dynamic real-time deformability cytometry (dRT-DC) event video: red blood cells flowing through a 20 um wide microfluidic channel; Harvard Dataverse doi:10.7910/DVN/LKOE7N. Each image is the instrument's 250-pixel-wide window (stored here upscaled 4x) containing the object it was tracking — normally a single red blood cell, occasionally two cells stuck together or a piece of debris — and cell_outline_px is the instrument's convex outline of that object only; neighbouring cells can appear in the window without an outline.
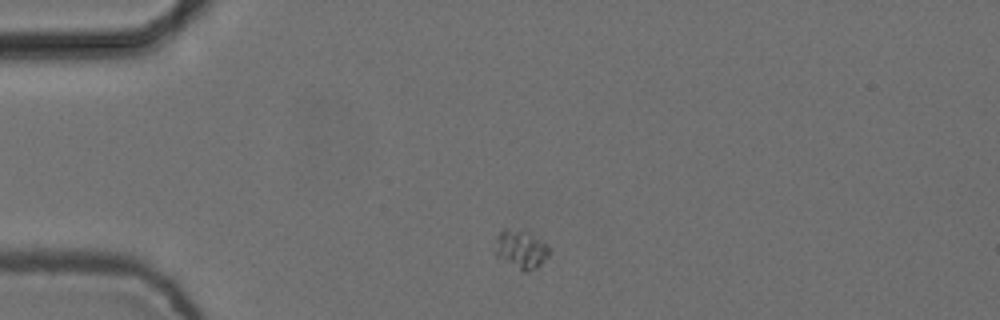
{"species": "common noctule bat (a hibernating species)", "species_latin": "Nyctalus noctula", "temperature_condition": "cold", "stored_images_in_passage": 2, "camera_frame_rate_fps": 3000, "um_per_image_px": 0.085, "animal": {"sex": "female", "body_mass_g": 24.6, "forearm_length_mm": 56.2}, "frame": {"image": 1, "passage_image": 1, "time_ms": 0.0, "image_size_px": [1000, 320], "cell_outline_px": [[548, 256], [536, 268], [528, 272], [524, 272], [496, 260], [496, 236], [504, 228], [528, 232], [544, 244], [548, 248]], "centroid_in_image_um": [44.2, 21.24], "position_along_channel_um": 40.8, "area_um2": 12.08}}